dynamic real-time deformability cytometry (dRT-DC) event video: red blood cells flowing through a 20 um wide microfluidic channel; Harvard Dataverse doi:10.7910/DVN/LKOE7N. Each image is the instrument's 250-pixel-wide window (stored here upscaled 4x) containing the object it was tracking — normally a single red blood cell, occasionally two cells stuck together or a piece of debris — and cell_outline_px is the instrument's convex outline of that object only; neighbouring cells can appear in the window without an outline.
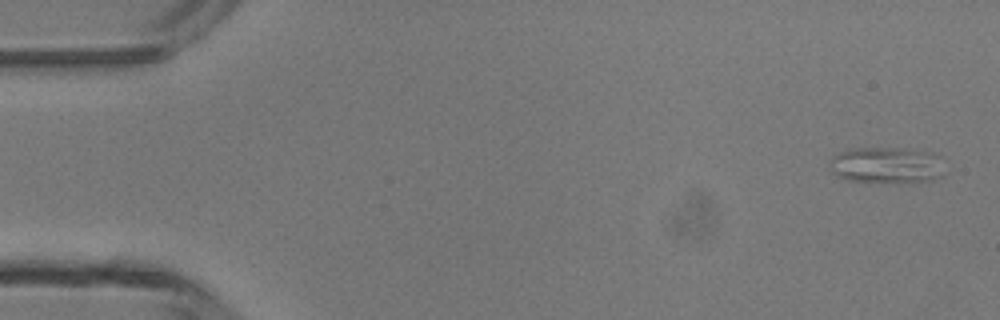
{"species": "common noctule bat (a hibernating species)", "species_latin": "Nyctalus noctula", "temperature_condition": "room temperature", "stored_images_in_passage": 5, "camera_frame_rate_fps": 3000, "um_per_image_px": 0.085, "animal": {"sex": "male", "body_mass_g": 13.3}, "frame": {"image": 1, "passage_image": 1, "time_ms": 0.0, "image_size_px": [1000, 320], "cell_outline_px": [[944, 176], [932, 180], [848, 180], [832, 172], [832, 160], [840, 152], [848, 148], [896, 148], [932, 152], [940, 156]], "centroid_in_image_um": [75.42, 13.99], "position_along_channel_um": 9.6, "area_um2": 23.29}}
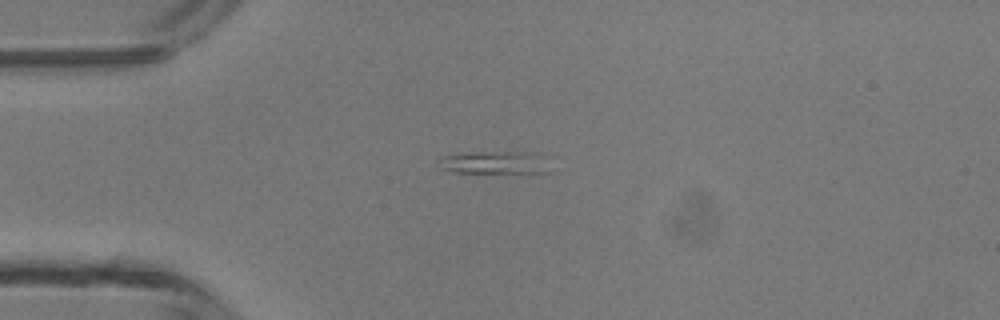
{"frame": {"image": 2, "passage_image": 4, "time_ms": 3.333, "image_size_px": [1000, 320], "cell_outline_px": [[548, 172], [456, 172], [440, 168], [436, 160], [440, 156], [472, 152], [516, 152]], "centroid_in_image_um": [41.47, 13.83], "position_along_channel_um": 43.5, "area_um2": 12.77}}
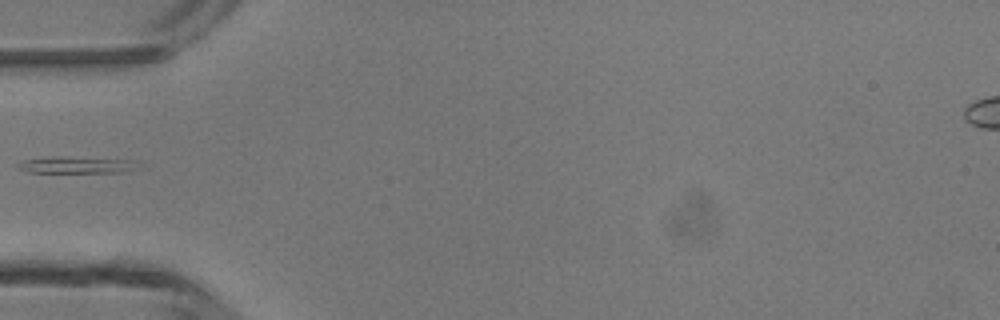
{"frame": {"image": 3, "passage_image": 5, "time_ms": 4.667, "image_size_px": [1000, 320], "cell_outline_px": [[148, 168], [124, 172], [28, 172], [20, 168], [20, 160], [56, 156], [64, 156], [140, 160]], "centroid_in_image_um": [6.81, 14.01], "position_along_channel_um": 78.2, "area_um2": 12.25}}